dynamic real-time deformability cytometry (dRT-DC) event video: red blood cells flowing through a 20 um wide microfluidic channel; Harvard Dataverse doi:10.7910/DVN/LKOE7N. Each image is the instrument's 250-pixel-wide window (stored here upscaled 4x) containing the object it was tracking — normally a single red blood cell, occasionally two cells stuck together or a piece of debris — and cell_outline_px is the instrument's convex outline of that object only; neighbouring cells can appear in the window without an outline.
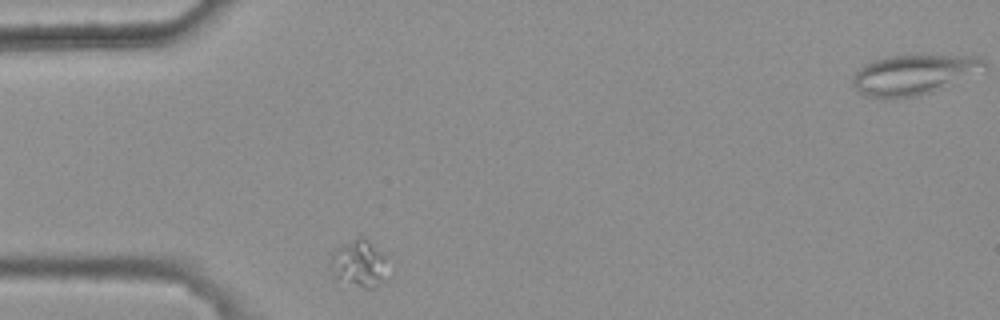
{"species": "common noctule bat (a hibernating species)", "species_latin": "Nyctalus noctula", "temperature_condition": "warm", "stored_images_in_passage": 2, "camera_frame_rate_fps": 3000, "um_per_image_px": 0.085, "animal": {"sex": "female", "body_mass_g": 25.1}, "frame": {"image": 1, "passage_image": 1, "time_ms": 0.0, "image_size_px": [1000, 320], "cell_outline_px": [[396, 272], [388, 280], [372, 288], [364, 288], [336, 280], [328, 264], [332, 252], [336, 248], [356, 236], [364, 236], [384, 252]], "centroid_in_image_um": [30.66, 22.41], "position_along_channel_um": 54.3, "area_um2": 17.34}}